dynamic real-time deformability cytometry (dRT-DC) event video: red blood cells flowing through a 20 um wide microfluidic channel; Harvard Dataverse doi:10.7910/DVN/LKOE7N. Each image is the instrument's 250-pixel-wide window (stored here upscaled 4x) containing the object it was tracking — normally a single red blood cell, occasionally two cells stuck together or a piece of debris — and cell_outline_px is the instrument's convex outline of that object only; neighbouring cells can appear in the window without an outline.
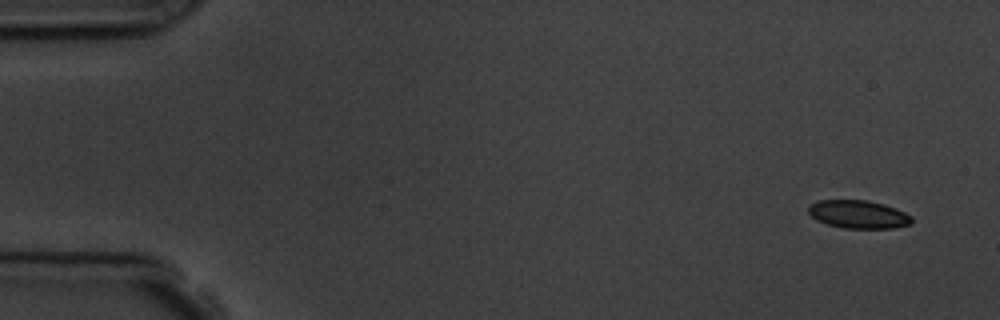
{"species": "common noctule bat (a hibernating species)", "species_latin": "Nyctalus noctula", "temperature_condition": "room temperature", "stored_images_in_passage": 6, "camera_frame_rate_fps": 3000, "um_per_image_px": 0.085, "animal": {"sex": "male", "body_mass_g": 19.5, "forearm_length_mm": 54.6}, "frame": {"image": 1, "passage_image": 1, "time_ms": 0.0, "image_size_px": [1000, 320], "cell_outline_px": [[912, 224], [896, 228], [844, 228], [828, 224], [816, 220], [808, 212], [808, 204], [816, 200], [868, 200], [884, 204], [896, 208], [912, 216]], "centroid_in_image_um": [72.96, 18.21], "position_along_channel_um": 12.0, "area_um2": 17.11}}
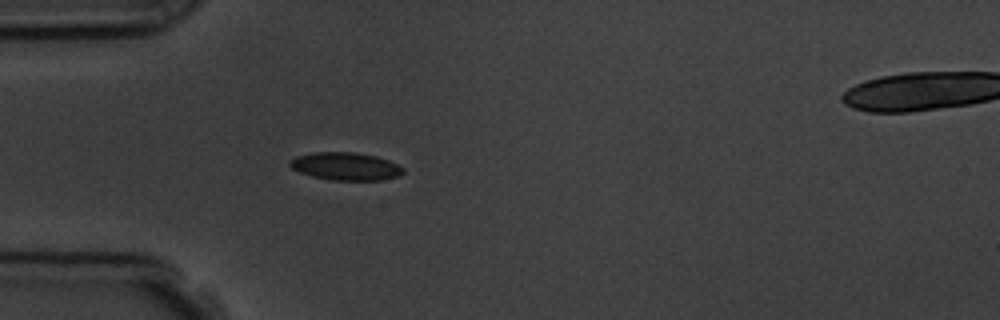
{"frame": {"image": 2, "passage_image": 5, "time_ms": 4.333, "image_size_px": [1000, 320], "cell_outline_px": [[404, 172], [400, 176], [380, 180], [332, 180], [312, 176], [300, 172], [292, 168], [288, 164], [288, 160], [296, 156], [312, 152], [356, 152], [376, 156], [388, 160], [404, 168]], "centroid_in_image_um": [29.36, 14.13], "position_along_channel_um": 55.6, "area_um2": 18.44}}